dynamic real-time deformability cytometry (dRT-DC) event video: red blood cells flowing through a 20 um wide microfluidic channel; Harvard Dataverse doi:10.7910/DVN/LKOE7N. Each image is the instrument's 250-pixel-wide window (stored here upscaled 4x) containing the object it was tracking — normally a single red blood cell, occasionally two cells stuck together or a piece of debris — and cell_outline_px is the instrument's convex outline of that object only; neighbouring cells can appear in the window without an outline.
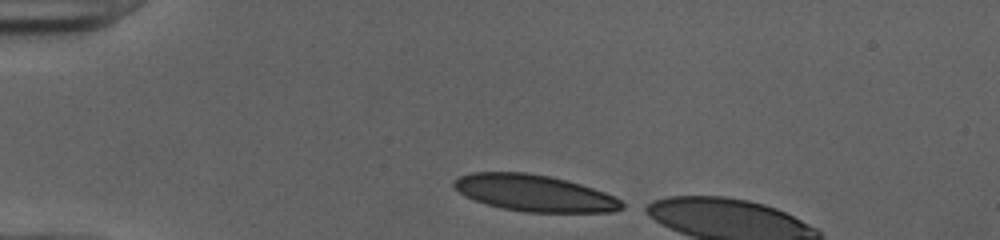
{"species": "human", "species_latin": "Homo sapiens", "temperature_condition": "cold", "stored_images_in_passage": 6, "camera_frame_rate_fps": 3000, "um_per_image_px": 0.085, "donor": {"sex": "female"}, "frame": {"image": 1, "passage_image": 1, "time_ms": 0.0, "image_size_px": [1000, 240], "cell_outline_px": [[624, 208], [612, 212], [524, 212], [500, 208], [476, 200], [460, 192], [452, 184], [452, 180], [460, 176], [472, 172], [524, 172], [548, 176], [568, 180], [604, 192], [620, 200], [624, 204]], "centroid_in_image_um": [45.42, 16.41], "position_along_channel_um": 39.6, "area_um2": 35.55}}